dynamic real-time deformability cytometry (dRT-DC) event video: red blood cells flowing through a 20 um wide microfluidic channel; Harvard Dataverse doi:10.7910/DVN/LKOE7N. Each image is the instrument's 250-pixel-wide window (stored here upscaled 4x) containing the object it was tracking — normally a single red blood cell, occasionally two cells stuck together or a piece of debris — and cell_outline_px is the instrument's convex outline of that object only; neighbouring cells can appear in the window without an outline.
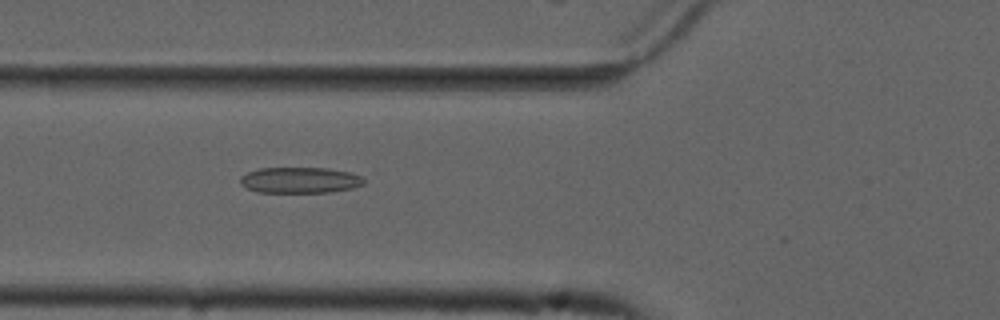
{"species": "common noctule bat (a hibernating species)", "species_latin": "Nyctalus noctula", "temperature_condition": "cold", "stored_images_in_passage": 30, "camera_frame_rate_fps": 3000, "um_per_image_px": 0.085, "animal": {"sex": "male", "forearm_length_mm": 52.5}, "frame": {"image": 1, "passage_image": 4, "time_ms": 1.0, "image_size_px": [1000, 320], "cell_outline_px": [[364, 184], [352, 188], [328, 192], [256, 192], [240, 184], [240, 176], [248, 172], [260, 168], [328, 168], [348, 172], [360, 176], [364, 180]], "centroid_in_image_um": [25.46, 15.31], "position_along_channel_um": 100.3, "area_um2": 18.55}}
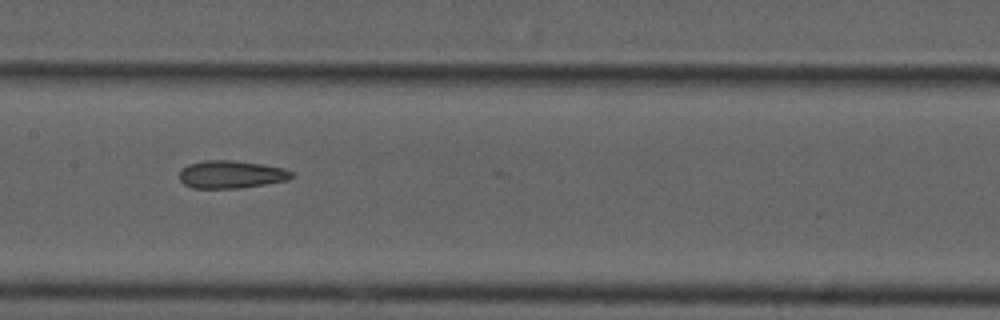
{"frame": {"image": 2, "passage_image": 11, "time_ms": 3.333, "image_size_px": [1000, 320], "cell_outline_px": [[292, 176], [288, 180], [240, 188], [192, 188], [184, 184], [180, 180], [180, 172], [188, 164], [204, 160], [232, 160], [260, 164], [284, 168], [292, 172]], "centroid_in_image_um": [19.63, 14.82], "position_along_channel_um": 187.8, "area_um2": 17.98}}
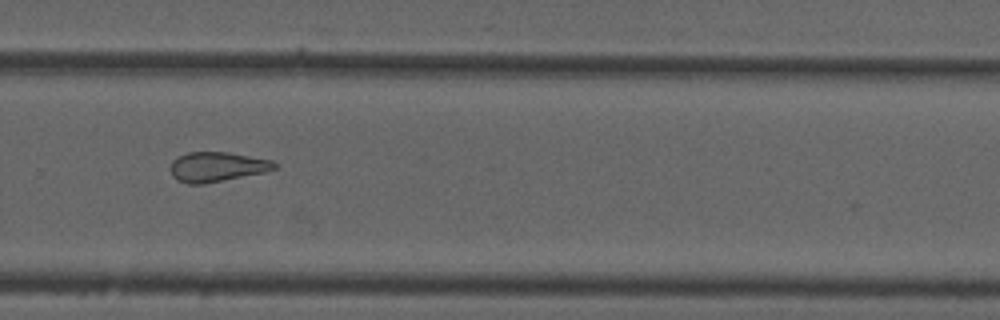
{"frame": {"image": 3, "passage_image": 21, "time_ms": 6.667, "image_size_px": [1000, 320], "cell_outline_px": [[276, 168], [268, 172], [204, 184], [188, 184], [176, 180], [172, 176], [172, 160], [188, 152], [228, 152], [272, 160], [276, 164]], "centroid_in_image_um": [18.47, 14.19], "position_along_channel_um": 311.3, "area_um2": 18.09}, "authors_computed_cell_mechanics": {"area_um2": 18.0047, "velocity_mm_per_s": 3.7207, "shape_relaxation_time_tau1_ms": null, "shape_relaxation_time_tau2_ms": 4.1016, "deformation_change_tau1": null, "deformation_change_tau2": 0.132}}